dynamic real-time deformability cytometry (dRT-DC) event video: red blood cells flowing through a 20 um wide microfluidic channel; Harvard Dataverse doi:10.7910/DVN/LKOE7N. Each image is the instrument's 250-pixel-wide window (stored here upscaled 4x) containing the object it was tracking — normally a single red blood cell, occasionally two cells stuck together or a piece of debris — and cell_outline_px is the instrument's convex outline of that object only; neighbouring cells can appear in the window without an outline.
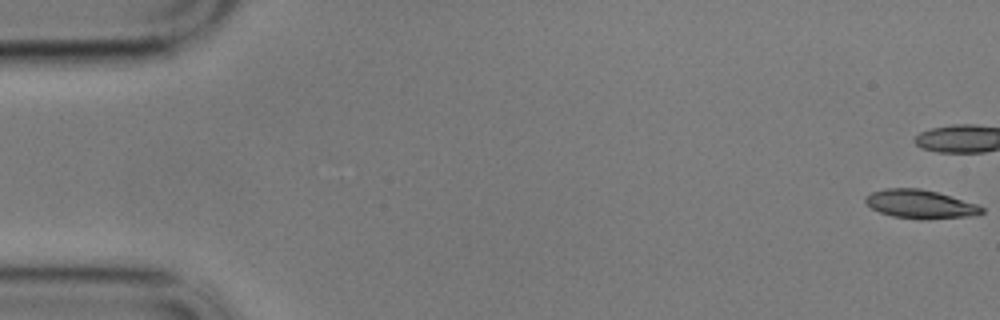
{"species": "common noctule bat (a hibernating species)", "species_latin": "Nyctalus noctula", "temperature_condition": "cold", "stored_images_in_passage": 46, "camera_frame_rate_fps": 3000, "um_per_image_px": 0.085, "animal": {"sex": "male", "body_mass_g": 17.9}, "frame": {"image": 1, "passage_image": 1, "time_ms": 0.0, "image_size_px": [1000, 320], "cell_outline_px": [[984, 212], [976, 216], [924, 220], [920, 220], [892, 216], [880, 212], [872, 208], [864, 200], [864, 196], [872, 192], [884, 188], [920, 188], [936, 192], [976, 204], [984, 208]], "centroid_in_image_um": [78.22, 17.37], "position_along_channel_um": 6.8, "area_um2": 19.54}}